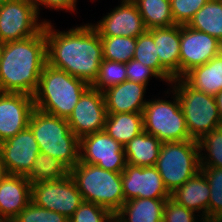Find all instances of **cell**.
Returning <instances> with one entry per match:
<instances>
[{
  "label": "cell",
  "instance_id": "27",
  "mask_svg": "<svg viewBox=\"0 0 222 222\" xmlns=\"http://www.w3.org/2000/svg\"><path fill=\"white\" fill-rule=\"evenodd\" d=\"M147 30L175 25L170 0H132Z\"/></svg>",
  "mask_w": 222,
  "mask_h": 222
},
{
  "label": "cell",
  "instance_id": "16",
  "mask_svg": "<svg viewBox=\"0 0 222 222\" xmlns=\"http://www.w3.org/2000/svg\"><path fill=\"white\" fill-rule=\"evenodd\" d=\"M34 109L33 96L0 92V143L28 127Z\"/></svg>",
  "mask_w": 222,
  "mask_h": 222
},
{
  "label": "cell",
  "instance_id": "5",
  "mask_svg": "<svg viewBox=\"0 0 222 222\" xmlns=\"http://www.w3.org/2000/svg\"><path fill=\"white\" fill-rule=\"evenodd\" d=\"M69 174L84 201L100 205L113 215L121 209L125 202L121 172L107 171L79 161Z\"/></svg>",
  "mask_w": 222,
  "mask_h": 222
},
{
  "label": "cell",
  "instance_id": "31",
  "mask_svg": "<svg viewBox=\"0 0 222 222\" xmlns=\"http://www.w3.org/2000/svg\"><path fill=\"white\" fill-rule=\"evenodd\" d=\"M198 144L200 150V166L222 168V126L212 129L205 134L198 140ZM203 150H206L207 154H203V152H201Z\"/></svg>",
  "mask_w": 222,
  "mask_h": 222
},
{
  "label": "cell",
  "instance_id": "39",
  "mask_svg": "<svg viewBox=\"0 0 222 222\" xmlns=\"http://www.w3.org/2000/svg\"><path fill=\"white\" fill-rule=\"evenodd\" d=\"M34 5L35 8L38 12V14H40V9L39 6H43L46 8H51V9H55V10H66L67 11H71L74 12L76 9V3L77 0H31Z\"/></svg>",
  "mask_w": 222,
  "mask_h": 222
},
{
  "label": "cell",
  "instance_id": "19",
  "mask_svg": "<svg viewBox=\"0 0 222 222\" xmlns=\"http://www.w3.org/2000/svg\"><path fill=\"white\" fill-rule=\"evenodd\" d=\"M147 85L129 80L103 91L107 114L143 112Z\"/></svg>",
  "mask_w": 222,
  "mask_h": 222
},
{
  "label": "cell",
  "instance_id": "22",
  "mask_svg": "<svg viewBox=\"0 0 222 222\" xmlns=\"http://www.w3.org/2000/svg\"><path fill=\"white\" fill-rule=\"evenodd\" d=\"M166 199L134 198L124 202L114 222H163Z\"/></svg>",
  "mask_w": 222,
  "mask_h": 222
},
{
  "label": "cell",
  "instance_id": "6",
  "mask_svg": "<svg viewBox=\"0 0 222 222\" xmlns=\"http://www.w3.org/2000/svg\"><path fill=\"white\" fill-rule=\"evenodd\" d=\"M170 85L180 100L191 139L198 141L212 129L222 126L215 96L195 90L182 78L172 80Z\"/></svg>",
  "mask_w": 222,
  "mask_h": 222
},
{
  "label": "cell",
  "instance_id": "18",
  "mask_svg": "<svg viewBox=\"0 0 222 222\" xmlns=\"http://www.w3.org/2000/svg\"><path fill=\"white\" fill-rule=\"evenodd\" d=\"M31 185L25 176L15 174L0 181V219L11 222L31 202Z\"/></svg>",
  "mask_w": 222,
  "mask_h": 222
},
{
  "label": "cell",
  "instance_id": "29",
  "mask_svg": "<svg viewBox=\"0 0 222 222\" xmlns=\"http://www.w3.org/2000/svg\"><path fill=\"white\" fill-rule=\"evenodd\" d=\"M133 59L152 68L161 77V80L166 81V83L170 84L174 80V77L160 64L153 35L148 30L136 38Z\"/></svg>",
  "mask_w": 222,
  "mask_h": 222
},
{
  "label": "cell",
  "instance_id": "3",
  "mask_svg": "<svg viewBox=\"0 0 222 222\" xmlns=\"http://www.w3.org/2000/svg\"><path fill=\"white\" fill-rule=\"evenodd\" d=\"M90 86L84 80L46 64L33 95L35 108L68 119L78 100Z\"/></svg>",
  "mask_w": 222,
  "mask_h": 222
},
{
  "label": "cell",
  "instance_id": "1",
  "mask_svg": "<svg viewBox=\"0 0 222 222\" xmlns=\"http://www.w3.org/2000/svg\"><path fill=\"white\" fill-rule=\"evenodd\" d=\"M50 22L45 20L47 64L92 85L103 60L98 31L92 23L56 31Z\"/></svg>",
  "mask_w": 222,
  "mask_h": 222
},
{
  "label": "cell",
  "instance_id": "15",
  "mask_svg": "<svg viewBox=\"0 0 222 222\" xmlns=\"http://www.w3.org/2000/svg\"><path fill=\"white\" fill-rule=\"evenodd\" d=\"M0 153L7 174L25 176L31 170L40 149L28 126L14 137L2 141Z\"/></svg>",
  "mask_w": 222,
  "mask_h": 222
},
{
  "label": "cell",
  "instance_id": "21",
  "mask_svg": "<svg viewBox=\"0 0 222 222\" xmlns=\"http://www.w3.org/2000/svg\"><path fill=\"white\" fill-rule=\"evenodd\" d=\"M153 35L160 64L174 77L179 78L180 25L153 28Z\"/></svg>",
  "mask_w": 222,
  "mask_h": 222
},
{
  "label": "cell",
  "instance_id": "24",
  "mask_svg": "<svg viewBox=\"0 0 222 222\" xmlns=\"http://www.w3.org/2000/svg\"><path fill=\"white\" fill-rule=\"evenodd\" d=\"M162 142L146 131H142L124 146L126 162L129 165L155 166Z\"/></svg>",
  "mask_w": 222,
  "mask_h": 222
},
{
  "label": "cell",
  "instance_id": "14",
  "mask_svg": "<svg viewBox=\"0 0 222 222\" xmlns=\"http://www.w3.org/2000/svg\"><path fill=\"white\" fill-rule=\"evenodd\" d=\"M121 179L125 202L134 198L171 197L155 166L140 167L127 164L121 172Z\"/></svg>",
  "mask_w": 222,
  "mask_h": 222
},
{
  "label": "cell",
  "instance_id": "17",
  "mask_svg": "<svg viewBox=\"0 0 222 222\" xmlns=\"http://www.w3.org/2000/svg\"><path fill=\"white\" fill-rule=\"evenodd\" d=\"M93 27L100 37H134L137 38L147 29L141 14L132 0H121V4L115 7L108 15L104 16Z\"/></svg>",
  "mask_w": 222,
  "mask_h": 222
},
{
  "label": "cell",
  "instance_id": "34",
  "mask_svg": "<svg viewBox=\"0 0 222 222\" xmlns=\"http://www.w3.org/2000/svg\"><path fill=\"white\" fill-rule=\"evenodd\" d=\"M69 222H114V215L100 205L83 201Z\"/></svg>",
  "mask_w": 222,
  "mask_h": 222
},
{
  "label": "cell",
  "instance_id": "4",
  "mask_svg": "<svg viewBox=\"0 0 222 222\" xmlns=\"http://www.w3.org/2000/svg\"><path fill=\"white\" fill-rule=\"evenodd\" d=\"M28 126L39 145L40 153L58 159L69 170L79 162V138L71 131L67 119L35 108Z\"/></svg>",
  "mask_w": 222,
  "mask_h": 222
},
{
  "label": "cell",
  "instance_id": "10",
  "mask_svg": "<svg viewBox=\"0 0 222 222\" xmlns=\"http://www.w3.org/2000/svg\"><path fill=\"white\" fill-rule=\"evenodd\" d=\"M31 201L36 206L55 211L69 219L84 200L69 174L60 180L32 184Z\"/></svg>",
  "mask_w": 222,
  "mask_h": 222
},
{
  "label": "cell",
  "instance_id": "23",
  "mask_svg": "<svg viewBox=\"0 0 222 222\" xmlns=\"http://www.w3.org/2000/svg\"><path fill=\"white\" fill-rule=\"evenodd\" d=\"M182 79L195 90L215 96L222 90V52L207 63L192 68Z\"/></svg>",
  "mask_w": 222,
  "mask_h": 222
},
{
  "label": "cell",
  "instance_id": "30",
  "mask_svg": "<svg viewBox=\"0 0 222 222\" xmlns=\"http://www.w3.org/2000/svg\"><path fill=\"white\" fill-rule=\"evenodd\" d=\"M103 59L120 63H128L133 59L136 38L116 36L101 37Z\"/></svg>",
  "mask_w": 222,
  "mask_h": 222
},
{
  "label": "cell",
  "instance_id": "20",
  "mask_svg": "<svg viewBox=\"0 0 222 222\" xmlns=\"http://www.w3.org/2000/svg\"><path fill=\"white\" fill-rule=\"evenodd\" d=\"M171 198L195 213L202 211L199 219L209 217L210 187L201 170L176 189Z\"/></svg>",
  "mask_w": 222,
  "mask_h": 222
},
{
  "label": "cell",
  "instance_id": "28",
  "mask_svg": "<svg viewBox=\"0 0 222 222\" xmlns=\"http://www.w3.org/2000/svg\"><path fill=\"white\" fill-rule=\"evenodd\" d=\"M69 173L70 170L58 159L45 153H39L25 177L31 184H34L60 180L68 176Z\"/></svg>",
  "mask_w": 222,
  "mask_h": 222
},
{
  "label": "cell",
  "instance_id": "32",
  "mask_svg": "<svg viewBox=\"0 0 222 222\" xmlns=\"http://www.w3.org/2000/svg\"><path fill=\"white\" fill-rule=\"evenodd\" d=\"M127 80L126 64L103 59L97 79L91 85L100 92Z\"/></svg>",
  "mask_w": 222,
  "mask_h": 222
},
{
  "label": "cell",
  "instance_id": "13",
  "mask_svg": "<svg viewBox=\"0 0 222 222\" xmlns=\"http://www.w3.org/2000/svg\"><path fill=\"white\" fill-rule=\"evenodd\" d=\"M106 117L103 92L90 86L78 100L67 122L71 131L80 139L104 130Z\"/></svg>",
  "mask_w": 222,
  "mask_h": 222
},
{
  "label": "cell",
  "instance_id": "8",
  "mask_svg": "<svg viewBox=\"0 0 222 222\" xmlns=\"http://www.w3.org/2000/svg\"><path fill=\"white\" fill-rule=\"evenodd\" d=\"M173 100L152 99L143 110L144 131L161 142L191 140L180 100L172 89Z\"/></svg>",
  "mask_w": 222,
  "mask_h": 222
},
{
  "label": "cell",
  "instance_id": "41",
  "mask_svg": "<svg viewBox=\"0 0 222 222\" xmlns=\"http://www.w3.org/2000/svg\"><path fill=\"white\" fill-rule=\"evenodd\" d=\"M7 175V171L5 169L4 163L2 161V156L0 153V181Z\"/></svg>",
  "mask_w": 222,
  "mask_h": 222
},
{
  "label": "cell",
  "instance_id": "7",
  "mask_svg": "<svg viewBox=\"0 0 222 222\" xmlns=\"http://www.w3.org/2000/svg\"><path fill=\"white\" fill-rule=\"evenodd\" d=\"M170 194L200 171V150L196 140L162 142L155 164Z\"/></svg>",
  "mask_w": 222,
  "mask_h": 222
},
{
  "label": "cell",
  "instance_id": "12",
  "mask_svg": "<svg viewBox=\"0 0 222 222\" xmlns=\"http://www.w3.org/2000/svg\"><path fill=\"white\" fill-rule=\"evenodd\" d=\"M222 52V43L205 32L180 25L179 78Z\"/></svg>",
  "mask_w": 222,
  "mask_h": 222
},
{
  "label": "cell",
  "instance_id": "38",
  "mask_svg": "<svg viewBox=\"0 0 222 222\" xmlns=\"http://www.w3.org/2000/svg\"><path fill=\"white\" fill-rule=\"evenodd\" d=\"M126 75L127 80L143 85H148V81L152 77L161 79L152 68L143 65L142 62L135 59H131L126 63Z\"/></svg>",
  "mask_w": 222,
  "mask_h": 222
},
{
  "label": "cell",
  "instance_id": "33",
  "mask_svg": "<svg viewBox=\"0 0 222 222\" xmlns=\"http://www.w3.org/2000/svg\"><path fill=\"white\" fill-rule=\"evenodd\" d=\"M209 182V218H219L222 216V168L200 166Z\"/></svg>",
  "mask_w": 222,
  "mask_h": 222
},
{
  "label": "cell",
  "instance_id": "37",
  "mask_svg": "<svg viewBox=\"0 0 222 222\" xmlns=\"http://www.w3.org/2000/svg\"><path fill=\"white\" fill-rule=\"evenodd\" d=\"M194 211L177 203L171 197L166 199L164 205L163 222H198L199 220Z\"/></svg>",
  "mask_w": 222,
  "mask_h": 222
},
{
  "label": "cell",
  "instance_id": "2",
  "mask_svg": "<svg viewBox=\"0 0 222 222\" xmlns=\"http://www.w3.org/2000/svg\"><path fill=\"white\" fill-rule=\"evenodd\" d=\"M46 64L45 24L32 37L1 44L0 92L33 96Z\"/></svg>",
  "mask_w": 222,
  "mask_h": 222
},
{
  "label": "cell",
  "instance_id": "36",
  "mask_svg": "<svg viewBox=\"0 0 222 222\" xmlns=\"http://www.w3.org/2000/svg\"><path fill=\"white\" fill-rule=\"evenodd\" d=\"M208 0H170L171 12L176 25H188Z\"/></svg>",
  "mask_w": 222,
  "mask_h": 222
},
{
  "label": "cell",
  "instance_id": "25",
  "mask_svg": "<svg viewBox=\"0 0 222 222\" xmlns=\"http://www.w3.org/2000/svg\"><path fill=\"white\" fill-rule=\"evenodd\" d=\"M104 131L124 147L144 131L143 112L107 114Z\"/></svg>",
  "mask_w": 222,
  "mask_h": 222
},
{
  "label": "cell",
  "instance_id": "9",
  "mask_svg": "<svg viewBox=\"0 0 222 222\" xmlns=\"http://www.w3.org/2000/svg\"><path fill=\"white\" fill-rule=\"evenodd\" d=\"M31 0H5L0 4V44L36 35L45 24Z\"/></svg>",
  "mask_w": 222,
  "mask_h": 222
},
{
  "label": "cell",
  "instance_id": "40",
  "mask_svg": "<svg viewBox=\"0 0 222 222\" xmlns=\"http://www.w3.org/2000/svg\"><path fill=\"white\" fill-rule=\"evenodd\" d=\"M220 117L222 118V90L215 95Z\"/></svg>",
  "mask_w": 222,
  "mask_h": 222
},
{
  "label": "cell",
  "instance_id": "35",
  "mask_svg": "<svg viewBox=\"0 0 222 222\" xmlns=\"http://www.w3.org/2000/svg\"><path fill=\"white\" fill-rule=\"evenodd\" d=\"M11 222H69L55 211L36 206L32 201Z\"/></svg>",
  "mask_w": 222,
  "mask_h": 222
},
{
  "label": "cell",
  "instance_id": "11",
  "mask_svg": "<svg viewBox=\"0 0 222 222\" xmlns=\"http://www.w3.org/2000/svg\"><path fill=\"white\" fill-rule=\"evenodd\" d=\"M79 161L111 172H122L127 165L124 147L104 130L79 139Z\"/></svg>",
  "mask_w": 222,
  "mask_h": 222
},
{
  "label": "cell",
  "instance_id": "26",
  "mask_svg": "<svg viewBox=\"0 0 222 222\" xmlns=\"http://www.w3.org/2000/svg\"><path fill=\"white\" fill-rule=\"evenodd\" d=\"M188 26L205 32L222 43V0H208L195 13Z\"/></svg>",
  "mask_w": 222,
  "mask_h": 222
}]
</instances>
